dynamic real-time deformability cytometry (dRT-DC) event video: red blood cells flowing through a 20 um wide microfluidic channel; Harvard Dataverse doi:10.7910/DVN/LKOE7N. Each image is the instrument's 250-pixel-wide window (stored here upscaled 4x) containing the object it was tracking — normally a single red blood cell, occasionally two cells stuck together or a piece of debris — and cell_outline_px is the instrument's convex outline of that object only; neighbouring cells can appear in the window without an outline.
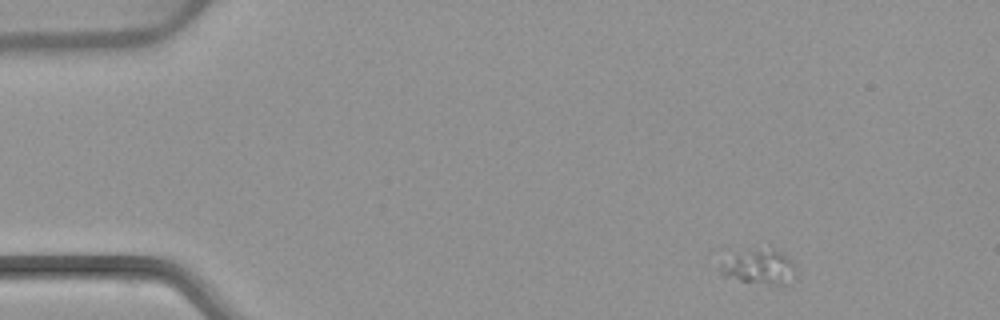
{"species": "common noctule bat (a hibernating species)", "species_latin": "Nyctalus noctula", "temperature_condition": "warm", "stored_images_in_passage": 6, "camera_frame_rate_fps": 3000, "um_per_image_px": 0.085, "animal": {"sex": "female", "body_mass_g": 22.7, "forearm_length_mm": 54.2}, "frame": {"image": 1, "passage_image": 1, "time_ms": 0.0, "image_size_px": [1000, 320], "cell_outline_px": [[796, 276], [788, 284], [776, 284], [740, 280], [724, 276], [720, 272], [716, 248], [772, 248], [784, 252], [796, 264]], "centroid_in_image_um": [64.32, 22.53], "position_along_channel_um": 20.7, "area_um2": 17.34}}
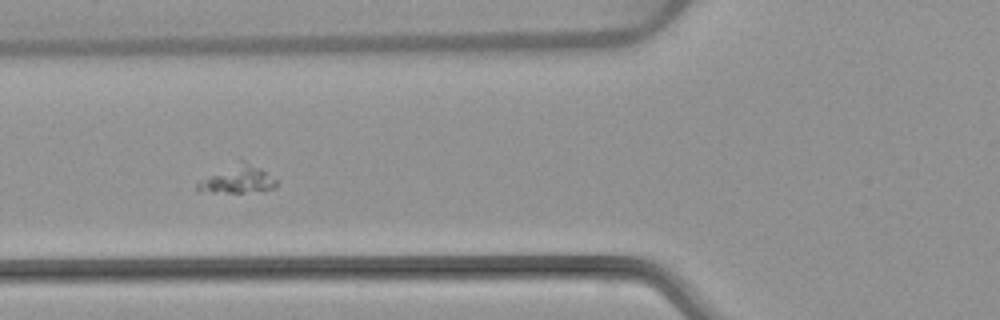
{"frame": {"image": 2, "passage_image": 5, "time_ms": 4.667, "image_size_px": [1000, 320], "cell_outline_px": [[276, 188], [244, 192], [196, 192], [196, 180], [240, 156], [260, 168], [276, 180]], "centroid_in_image_um": [20.06, 15.17], "position_along_channel_um": 105.7, "area_um2": 13.58}}
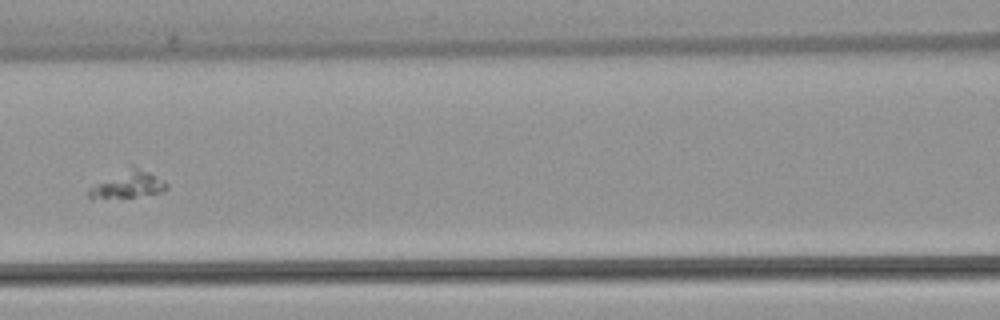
{"frame": {"image": 3, "passage_image": 6, "time_ms": 6.0, "image_size_px": [1000, 320], "cell_outline_px": [[168, 188], [164, 192], [132, 196], [88, 196], [88, 188], [128, 164], [132, 164], [164, 180], [168, 184]], "centroid_in_image_um": [10.93, 15.6], "position_along_channel_um": 155.7, "area_um2": 12.02}}